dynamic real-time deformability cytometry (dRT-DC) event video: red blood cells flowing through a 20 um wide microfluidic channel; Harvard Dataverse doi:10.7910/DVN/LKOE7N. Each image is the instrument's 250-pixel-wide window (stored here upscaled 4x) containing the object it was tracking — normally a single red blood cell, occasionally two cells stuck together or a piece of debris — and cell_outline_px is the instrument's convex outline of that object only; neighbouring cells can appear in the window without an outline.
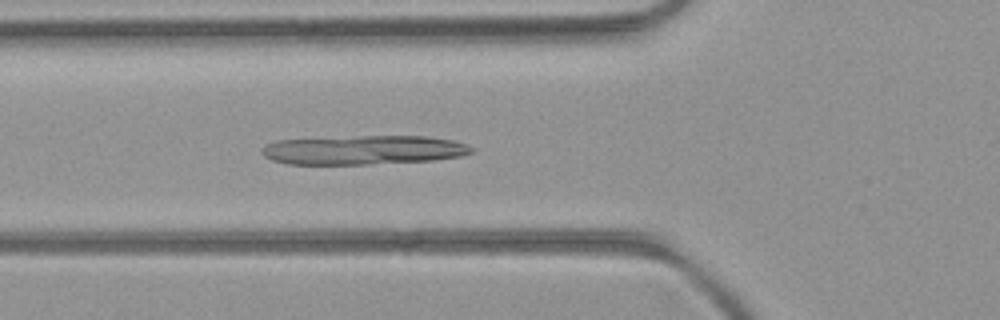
{"species": "common noctule bat (a hibernating species)", "species_latin": "Nyctalus noctula", "temperature_condition": "room temperature", "stored_images_in_passage": 28, "camera_frame_rate_fps": 3000, "um_per_image_px": 0.085, "animal": {"sex": "female", "body_mass_g": 21.9}, "frame": {"image": 1, "passage_image": 8, "time_ms": 2.333, "image_size_px": [1000, 320], "cell_outline_px": [[472, 152], [460, 156], [432, 160], [368, 164], [288, 164], [272, 160], [264, 156], [260, 152], [260, 148], [264, 144], [276, 140], [360, 136], [424, 136], [452, 140], [468, 144], [472, 148]], "centroid_in_image_um": [30.84, 12.74], "position_along_channel_um": 95.0, "area_um2": 35.6}}
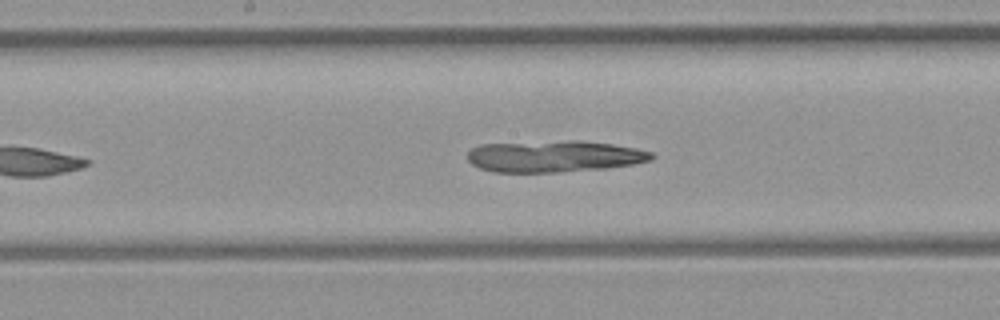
{"frame": {"image": 2, "passage_image": 16, "time_ms": 5.0, "image_size_px": [1000, 320], "cell_outline_px": [[656, 156], [652, 160], [632, 164], [608, 168], [560, 172], [492, 172], [480, 168], [472, 164], [468, 160], [468, 152], [472, 148], [480, 144], [568, 140], [580, 140], [612, 144], [636, 148], [652, 152]], "centroid_in_image_um": [47.12, 13.28], "position_along_channel_um": 201.1, "area_um2": 34.1}}
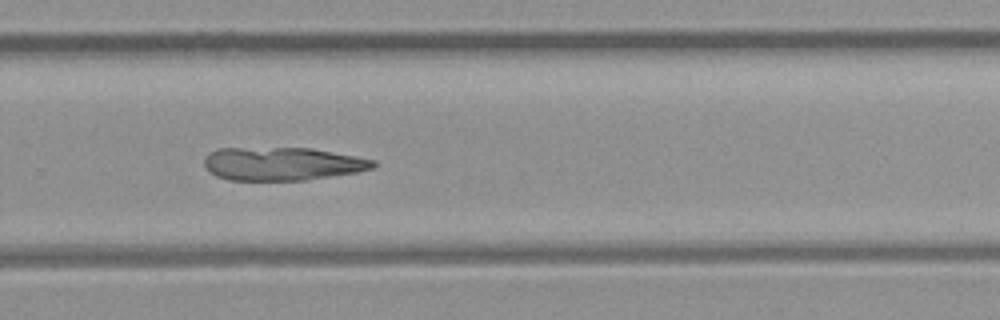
{"frame": {"image": 3, "passage_image": 24, "time_ms": 7.667, "image_size_px": [1000, 320], "cell_outline_px": [[376, 164], [372, 168], [356, 172], [304, 180], [228, 180], [216, 176], [204, 164], [204, 156], [208, 152], [216, 148], [312, 148], [376, 160]], "centroid_in_image_um": [23.96, 13.91], "position_along_channel_um": 305.8, "area_um2": 32.6}}